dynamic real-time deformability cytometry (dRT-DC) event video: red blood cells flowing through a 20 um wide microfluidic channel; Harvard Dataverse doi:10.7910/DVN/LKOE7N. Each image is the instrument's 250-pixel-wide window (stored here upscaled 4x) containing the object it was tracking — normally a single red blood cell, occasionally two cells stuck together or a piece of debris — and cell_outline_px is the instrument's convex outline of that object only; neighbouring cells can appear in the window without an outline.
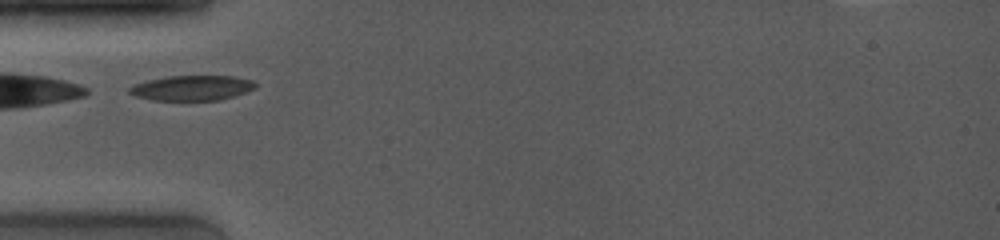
{"species": "common noctule bat (a hibernating species)", "species_latin": "Nyctalus noctula", "temperature_condition": "room temperature", "stored_images_in_passage": 43, "camera_frame_rate_fps": 4000, "um_per_image_px": 0.085, "animal": {"sex": "female", "body_mass_g": 19.0, "forearm_length_mm": 53.3}, "frame": {"image": 1, "passage_image": 1, "time_ms": 0.0, "image_size_px": [1000, 240], "cell_outline_px": [[256, 88], [248, 92], [220, 100], [152, 100], [136, 96], [128, 92], [128, 88], [136, 84], [148, 80], [168, 76], [232, 76], [252, 80], [256, 84]], "centroid_in_image_um": [16.35, 7.48], "position_along_channel_um": 68.7, "area_um2": 18.38}}
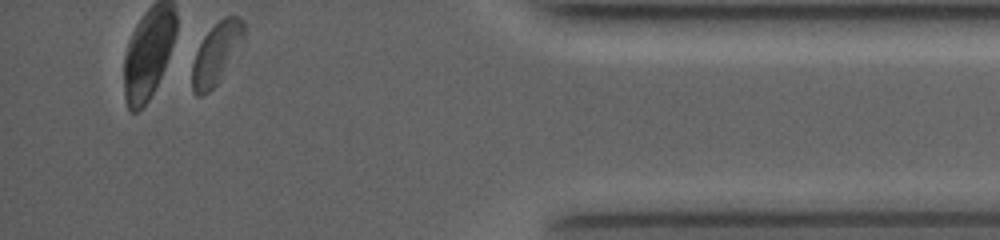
{"frame": {"image": 2, "passage_image": 43, "time_ms": 9.5, "image_size_px": [1000, 240], "cell_outline_px": [[244, 36], [220, 80], [208, 92], [200, 96], [196, 96], [192, 92], [192, 64], [196, 52], [204, 36], [224, 16], [236, 16], [244, 20]], "centroid_in_image_um": [18.36, 4.55], "position_along_channel_um": 416.8, "area_um2": 18.03}}